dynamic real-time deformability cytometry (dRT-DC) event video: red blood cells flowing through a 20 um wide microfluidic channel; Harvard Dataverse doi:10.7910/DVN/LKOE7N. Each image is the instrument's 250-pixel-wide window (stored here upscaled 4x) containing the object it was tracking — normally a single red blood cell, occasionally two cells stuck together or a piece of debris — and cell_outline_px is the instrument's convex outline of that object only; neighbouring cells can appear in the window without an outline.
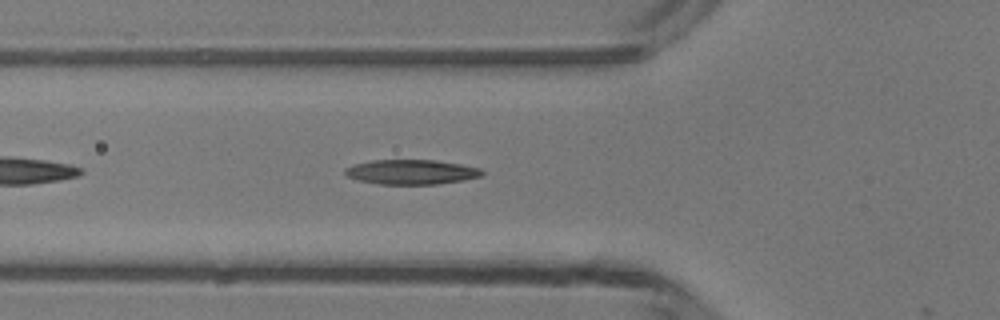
{"species": "common noctule bat (a hibernating species)", "species_latin": "Nyctalus noctula", "temperature_condition": "room temperature", "stored_images_in_passage": 36, "camera_frame_rate_fps": 3000, "um_per_image_px": 0.085, "animal": {"sex": "male", "body_mass_g": 13.3}, "frame": {"image": 1, "passage_image": 10, "time_ms": 3.0, "image_size_px": [1000, 320], "cell_outline_px": [[484, 176], [464, 180], [436, 184], [380, 184], [360, 180], [348, 176], [344, 172], [344, 168], [352, 164], [372, 160], [436, 160], [460, 164], [480, 168], [484, 172]], "centroid_in_image_um": [34.98, 14.61], "position_along_channel_um": 90.8, "area_um2": 19.77}}
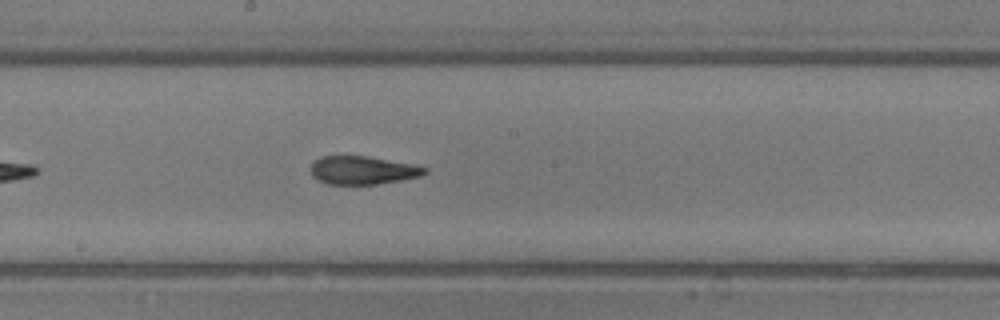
{"frame": {"image": 2, "passage_image": 19, "time_ms": 6.0, "image_size_px": [1000, 320], "cell_outline_px": [[428, 172], [420, 176], [400, 180], [376, 184], [328, 184], [312, 176], [312, 160], [320, 156], [368, 156], [416, 164], [428, 168]], "centroid_in_image_um": [30.86, 14.45], "position_along_channel_um": 217.3, "area_um2": 18.84}}
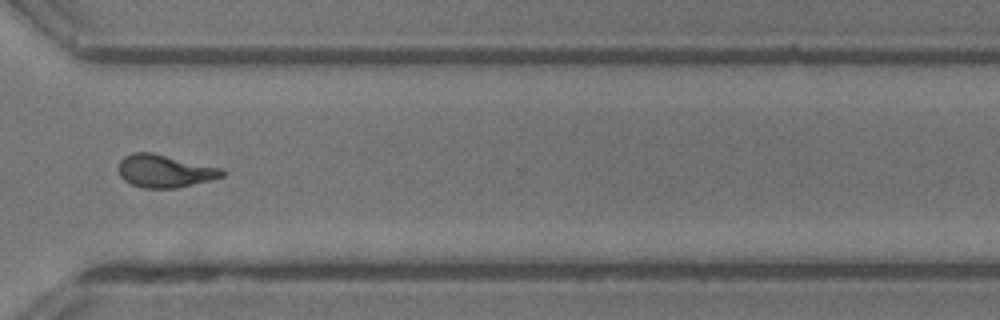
{"frame": {"image": 3, "passage_image": 29, "time_ms": 9.333, "image_size_px": [1000, 320], "cell_outline_px": [[224, 176], [212, 180], [176, 188], [144, 188], [132, 184], [124, 180], [120, 176], [120, 160], [124, 156], [132, 152], [152, 152], [224, 168]], "centroid_in_image_um": [14.04, 14.53], "position_along_channel_um": 356.6, "area_um2": 19.88}, "authors_computed_cell_mechanics": {"area_um2": 19.1607, "velocity_mm_per_s": 4.1839, "shape_relaxation_time_tau1_ms": 8.6879, "shape_relaxation_time_tau2_ms": 2.2066, "deformation_change_tau1": 0.2889, "deformation_change_tau2": 0.116}}